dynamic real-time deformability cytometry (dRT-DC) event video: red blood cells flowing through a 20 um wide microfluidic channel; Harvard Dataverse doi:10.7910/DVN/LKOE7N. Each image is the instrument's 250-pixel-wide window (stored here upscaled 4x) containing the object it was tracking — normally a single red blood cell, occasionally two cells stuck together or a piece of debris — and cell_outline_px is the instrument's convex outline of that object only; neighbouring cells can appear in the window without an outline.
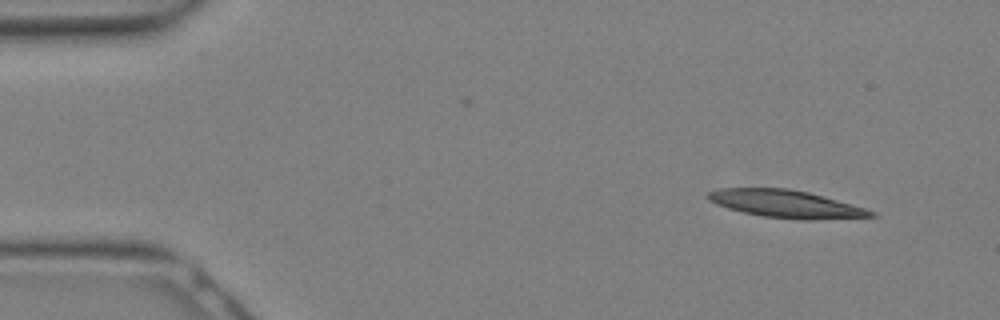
{"species": "Egyptian fruit bat (a non-hibernating species)", "species_latin": "Rousettus aegyptiacus", "temperature_condition": "warm", "stored_images_in_passage": 14, "camera_frame_rate_fps": 3000, "um_per_image_px": 0.085, "animal": {"sex": "female"}, "frame": {"image": 1, "passage_image": 1, "time_ms": 0.0, "image_size_px": [1000, 320], "cell_outline_px": [[876, 216], [812, 220], [800, 220], [764, 216], [744, 212], [728, 208], [716, 204], [708, 200], [704, 196], [708, 192], [720, 188], [788, 188], [808, 192], [864, 208], [876, 212]], "centroid_in_image_um": [66.75, 17.33], "position_along_channel_um": 18.2, "area_um2": 26.01}}
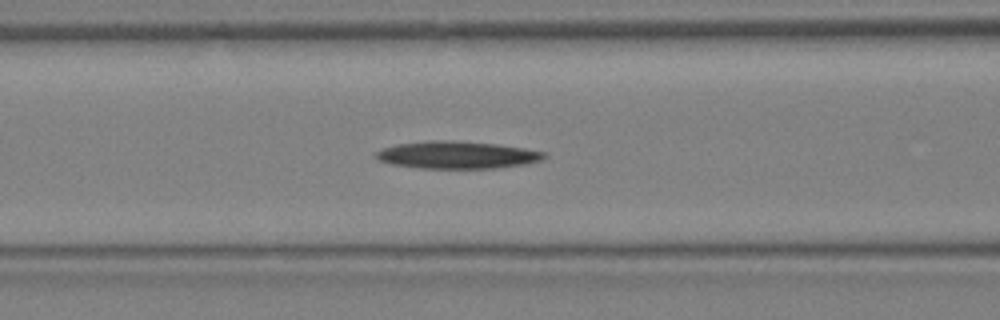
{"frame": {"image": 2, "passage_image": 10, "time_ms": 3.0, "image_size_px": [1000, 320], "cell_outline_px": [[548, 156], [544, 160], [524, 164], [496, 168], [420, 168], [392, 164], [376, 160], [372, 156], [380, 148], [396, 144], [428, 140], [448, 140], [496, 144], [524, 148], [544, 152]], "centroid_in_image_um": [38.8, 13.17], "position_along_channel_um": 127.8, "area_um2": 27.05}}
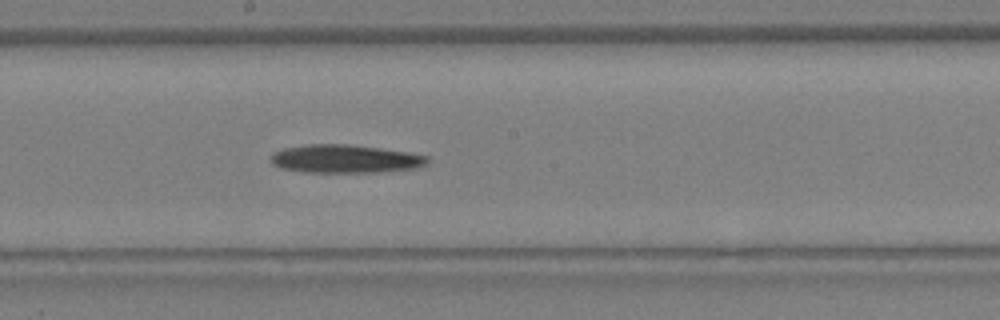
{"frame": {"image": 3, "passage_image": 14, "time_ms": 4.333, "image_size_px": [1000, 320], "cell_outline_px": [[432, 160], [416, 168], [376, 172], [304, 172], [280, 168], [272, 164], [268, 160], [272, 152], [284, 148], [304, 144], [348, 144], [380, 148], [408, 152], [428, 156]], "centroid_in_image_um": [29.28, 13.49], "position_along_channel_um": 218.9, "area_um2": 26.01}}